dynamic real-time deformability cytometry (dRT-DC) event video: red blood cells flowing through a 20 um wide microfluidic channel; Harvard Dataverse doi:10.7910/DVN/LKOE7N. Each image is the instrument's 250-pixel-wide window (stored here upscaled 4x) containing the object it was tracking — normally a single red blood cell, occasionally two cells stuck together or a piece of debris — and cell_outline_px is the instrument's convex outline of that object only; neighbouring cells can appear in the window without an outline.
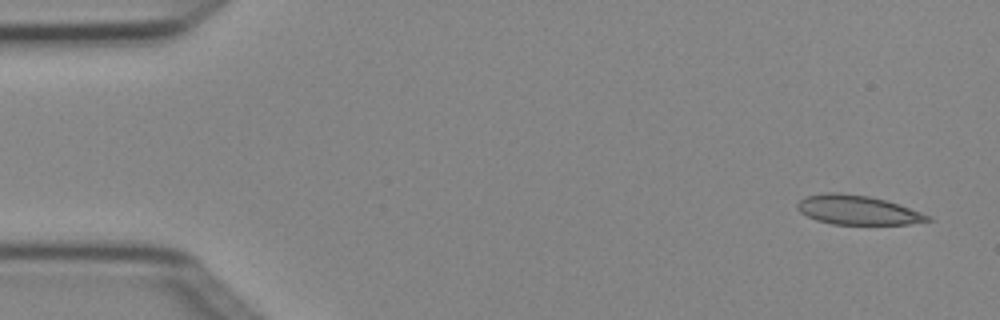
{"species": "Egyptian fruit bat (a non-hibernating species)", "species_latin": "Rousettus aegyptiacus", "temperature_condition": "cold", "stored_images_in_passage": 4, "camera_frame_rate_fps": 3000, "um_per_image_px": 0.085, "animal": {"sex": "female"}, "frame": {"image": 1, "passage_image": 1, "time_ms": 0.0, "image_size_px": [1000, 320], "cell_outline_px": [[936, 220], [908, 224], [832, 224], [816, 220], [800, 212], [796, 208], [796, 204], [804, 196], [828, 192], [840, 192], [868, 196], [884, 200], [932, 216]], "centroid_in_image_um": [72.87, 17.85], "position_along_channel_um": 12.1, "area_um2": 22.2}}
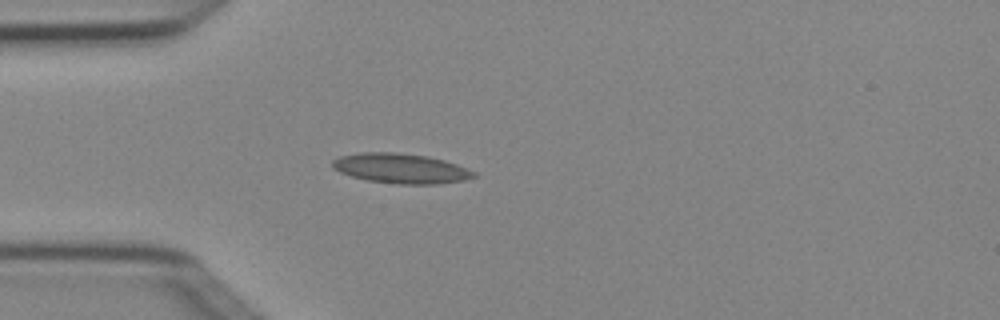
{"frame": {"image": 2, "passage_image": 4, "time_ms": 1.0, "image_size_px": [1000, 320], "cell_outline_px": [[476, 176], [464, 180], [440, 184], [396, 184], [368, 180], [352, 176], [340, 172], [332, 168], [332, 160], [340, 156], [360, 152], [396, 152], [428, 156], [444, 160], [456, 164], [476, 172]], "centroid_in_image_um": [34.07, 14.31], "position_along_channel_um": 50.9, "area_um2": 24.68}}